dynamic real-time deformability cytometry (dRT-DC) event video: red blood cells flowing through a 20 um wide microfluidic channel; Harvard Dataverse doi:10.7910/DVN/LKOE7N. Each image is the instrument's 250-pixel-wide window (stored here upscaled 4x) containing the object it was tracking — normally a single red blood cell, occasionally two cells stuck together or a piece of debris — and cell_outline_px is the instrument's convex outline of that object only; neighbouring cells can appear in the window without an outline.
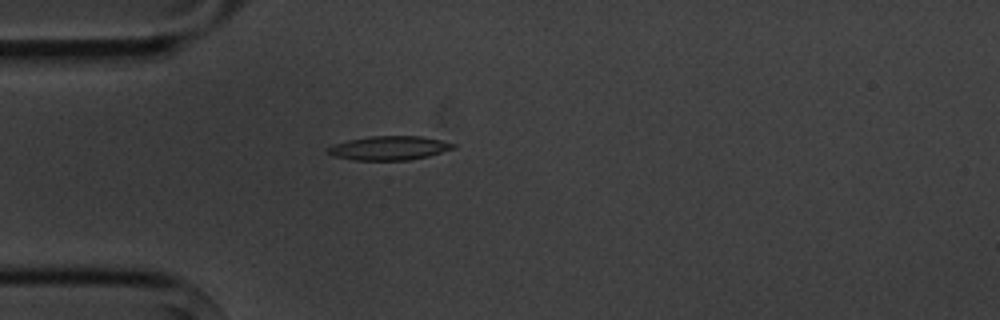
{"species": "common noctule bat (a hibernating species)", "species_latin": "Nyctalus noctula", "temperature_condition": "cold", "stored_images_in_passage": 4, "camera_frame_rate_fps": 3000, "um_per_image_px": 0.085, "animal": {"sex": "male", "body_mass_g": 20.1, "forearm_length_mm": 53.5}, "frame": {"image": 1, "passage_image": 4, "time_ms": 3.667, "image_size_px": [1000, 320], "cell_outline_px": [[456, 148], [428, 156], [408, 160], [352, 160], [332, 156], [328, 152], [328, 148], [332, 144], [348, 140], [372, 136], [420, 136], [440, 140], [456, 144]], "centroid_in_image_um": [33.07, 12.58], "position_along_channel_um": 51.9, "area_um2": 17.51}}